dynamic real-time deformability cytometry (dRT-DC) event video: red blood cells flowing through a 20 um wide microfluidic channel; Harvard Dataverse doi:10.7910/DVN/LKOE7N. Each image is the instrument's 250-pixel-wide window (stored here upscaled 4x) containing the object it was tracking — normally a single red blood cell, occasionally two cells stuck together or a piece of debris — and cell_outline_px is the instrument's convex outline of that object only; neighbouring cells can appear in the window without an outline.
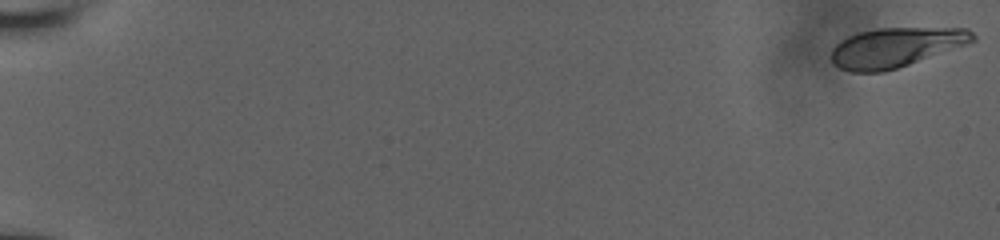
{"species": "human", "species_latin": "Homo sapiens", "temperature_condition": "room temperature", "stored_images_in_passage": 46, "camera_frame_rate_fps": 3000, "um_per_image_px": 0.085, "donor": {"sex": "male"}, "frame": {"image": 1, "passage_image": 1, "time_ms": 0.0, "image_size_px": [1000, 240], "cell_outline_px": [[976, 40], [908, 64], [884, 72], [848, 72], [832, 64], [832, 48], [840, 40], [848, 36], [860, 32], [876, 28], [968, 28], [976, 36]], "centroid_in_image_um": [76.08, 4.02], "position_along_channel_um": 8.9, "area_um2": 32.31}}
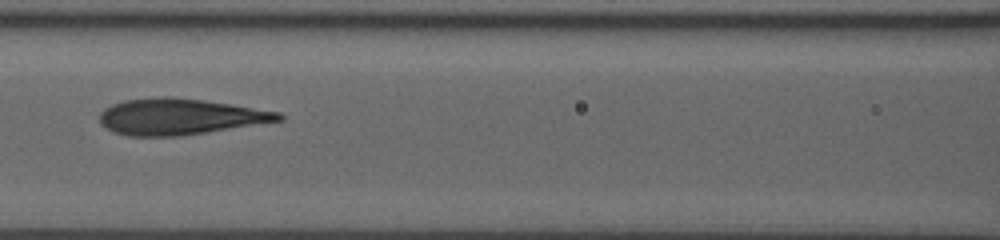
{"frame": {"image": 2, "passage_image": 26, "time_ms": 9.333, "image_size_px": [1000, 240], "cell_outline_px": [[284, 120], [180, 136], [128, 136], [112, 132], [100, 124], [100, 112], [104, 108], [112, 104], [124, 100], [160, 96], [172, 96], [232, 104], [280, 112], [284, 116]], "centroid_in_image_um": [15.26, 9.91], "position_along_channel_um": 151.3, "area_um2": 37.8}}
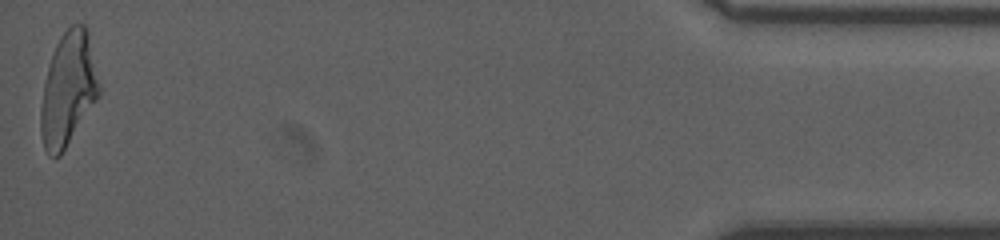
{"frame": {"image": 3, "passage_image": 46, "time_ms": 18.667, "image_size_px": [1000, 240], "cell_outline_px": [[100, 92], [96, 100], [60, 156], [48, 156], [44, 148], [40, 132], [40, 108], [44, 84], [48, 68], [56, 44], [60, 36], [72, 24], [84, 24], [88, 28], [100, 84]], "centroid_in_image_um": [5.8, 7.57], "position_along_channel_um": 429.4, "area_um2": 38.38}, "authors_computed_cell_mechanics": {"area_um2": 36.8186, "velocity_mm_per_s": 3.851, "shape_relaxation_time_tau1_ms": 9.3531, "shape_relaxation_time_tau2_ms": 0.9585, "deformation_change_tau1": 0.2729, "deformation_change_tau2": 0.0748}}